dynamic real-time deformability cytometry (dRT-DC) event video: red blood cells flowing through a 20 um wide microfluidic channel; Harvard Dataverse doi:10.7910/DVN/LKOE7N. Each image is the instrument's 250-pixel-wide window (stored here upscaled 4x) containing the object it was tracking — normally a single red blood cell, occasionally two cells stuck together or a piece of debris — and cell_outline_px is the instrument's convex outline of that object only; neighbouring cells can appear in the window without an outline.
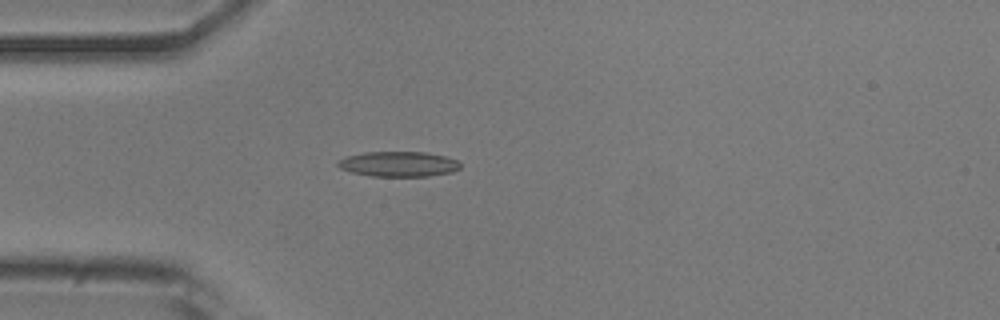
{"species": "common noctule bat (a hibernating species)", "species_latin": "Nyctalus noctula", "temperature_condition": "room temperature", "stored_images_in_passage": 34, "camera_frame_rate_fps": 3000, "um_per_image_px": 0.085, "animal": {"sex": "male", "body_mass_g": 20.5, "forearm_length_mm": 52.5}, "frame": {"image": 1, "passage_image": 2, "time_ms": 0.333, "image_size_px": [1000, 320], "cell_outline_px": [[460, 168], [452, 172], [428, 176], [372, 176], [352, 172], [340, 168], [336, 164], [336, 160], [344, 156], [364, 152], [424, 152], [444, 156], [456, 160], [460, 164]], "centroid_in_image_um": [33.82, 13.94], "position_along_channel_um": 51.2, "area_um2": 17.98}}
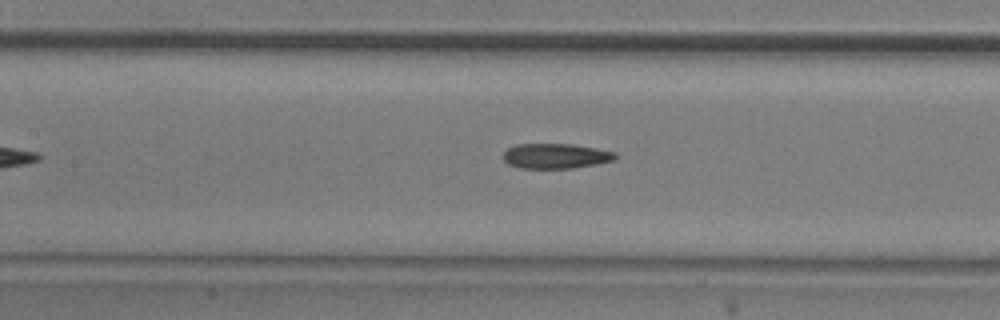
{"frame": {"image": 2, "passage_image": 11, "time_ms": 3.333, "image_size_px": [1000, 320], "cell_outline_px": [[616, 160], [596, 164], [572, 168], [520, 168], [508, 164], [500, 156], [508, 148], [516, 144], [572, 144], [596, 148], [616, 152]], "centroid_in_image_um": [47.21, 13.26], "position_along_channel_um": 160.2, "area_um2": 16.47}}
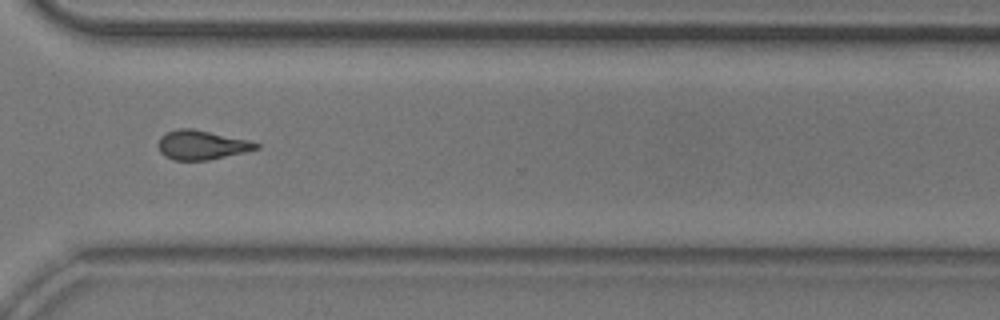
{"frame": {"image": 3, "passage_image": 26, "time_ms": 8.333, "image_size_px": [1000, 320], "cell_outline_px": [[260, 148], [244, 152], [208, 160], [172, 160], [164, 156], [160, 152], [156, 144], [160, 136], [164, 132], [176, 128], [192, 128], [252, 140], [260, 144]], "centroid_in_image_um": [17.11, 12.3], "position_along_channel_um": 353.5, "area_um2": 17.11}, "authors_computed_cell_mechanics": {"area_um2": 16.5597, "velocity_mm_per_s": 3.8771, "shape_relaxation_time_tau1_ms": 7.3747, "shape_relaxation_time_tau2_ms": 4.3672, "deformation_change_tau1": 0.1759, "deformation_change_tau2": 0.1439}}